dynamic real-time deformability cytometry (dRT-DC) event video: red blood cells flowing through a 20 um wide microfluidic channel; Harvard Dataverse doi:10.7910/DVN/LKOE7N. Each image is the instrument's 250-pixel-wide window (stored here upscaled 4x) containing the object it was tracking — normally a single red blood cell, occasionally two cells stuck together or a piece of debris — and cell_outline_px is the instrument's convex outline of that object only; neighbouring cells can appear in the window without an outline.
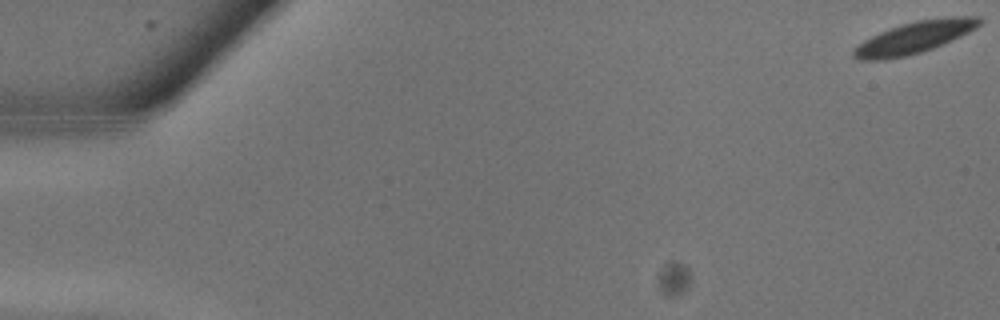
{"species": "common noctule bat (a hibernating species)", "species_latin": "Nyctalus noctula", "temperature_condition": "warm", "stored_images_in_passage": 11, "camera_frame_rate_fps": 3000, "um_per_image_px": 0.085, "animal": {"sex": "male", "body_mass_g": 13.3}, "frame": {"image": 1, "passage_image": 1, "time_ms": 0.0, "image_size_px": [1000, 320], "cell_outline_px": [[984, 20], [976, 28], [960, 36], [932, 48], [908, 56], [884, 60], [860, 60], [852, 56], [852, 52], [864, 40], [880, 32], [900, 24], [916, 20], [952, 16], [980, 16]], "centroid_in_image_um": [77.74, 3.17], "position_along_channel_um": 7.3, "area_um2": 23.24}}
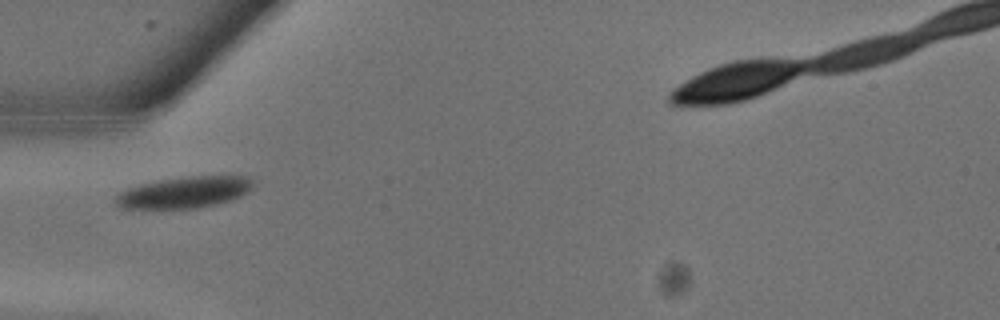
{"frame": {"image": 2, "passage_image": 10, "time_ms": 3.0, "image_size_px": [1000, 320], "cell_outline_px": [[252, 184], [248, 192], [232, 200], [200, 208], [120, 208], [112, 200], [120, 192], [128, 188], [140, 184], [160, 180], [188, 176], [248, 176], [252, 180]], "centroid_in_image_um": [15.65, 16.35], "position_along_channel_um": 69.3, "area_um2": 25.09}}